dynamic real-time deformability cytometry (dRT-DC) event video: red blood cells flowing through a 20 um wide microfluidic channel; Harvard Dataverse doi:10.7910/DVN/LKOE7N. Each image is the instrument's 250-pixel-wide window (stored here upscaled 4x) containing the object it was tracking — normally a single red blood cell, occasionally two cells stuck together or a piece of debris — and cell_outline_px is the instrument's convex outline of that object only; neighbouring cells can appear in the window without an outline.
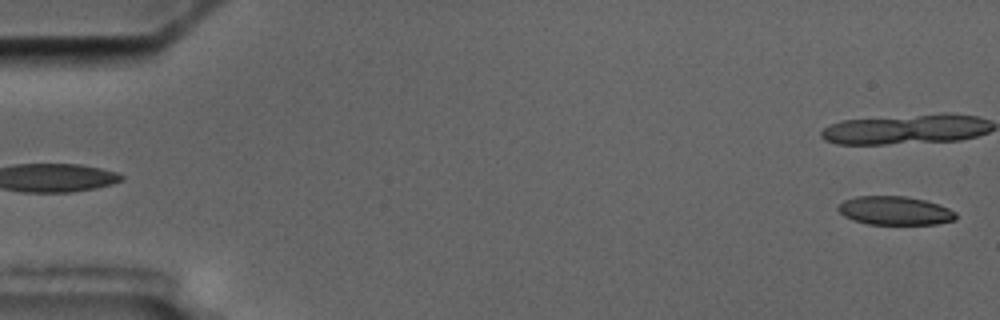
{"species": "common noctule bat (a hibernating species)", "species_latin": "Nyctalus noctula", "temperature_condition": "cold", "stored_images_in_passage": 4, "segment_of_instrument_passage": [2, 2], "camera_frame_rate_fps": 3000, "um_per_image_px": 0.085, "animal": {"sex": "male", "body_mass_g": 17.5, "forearm_length_mm": 52.3}, "frame": {"image": 1, "passage_image": 4, "time_ms": 5.667, "image_size_px": [1000, 320], "cell_outline_px": [[956, 220], [936, 224], [868, 224], [852, 220], [844, 216], [836, 208], [844, 200], [856, 196], [908, 196], [924, 200], [948, 208], [956, 212]], "centroid_in_image_um": [76.05, 17.91], "position_along_channel_um": 8.9, "area_um2": 19.65}}